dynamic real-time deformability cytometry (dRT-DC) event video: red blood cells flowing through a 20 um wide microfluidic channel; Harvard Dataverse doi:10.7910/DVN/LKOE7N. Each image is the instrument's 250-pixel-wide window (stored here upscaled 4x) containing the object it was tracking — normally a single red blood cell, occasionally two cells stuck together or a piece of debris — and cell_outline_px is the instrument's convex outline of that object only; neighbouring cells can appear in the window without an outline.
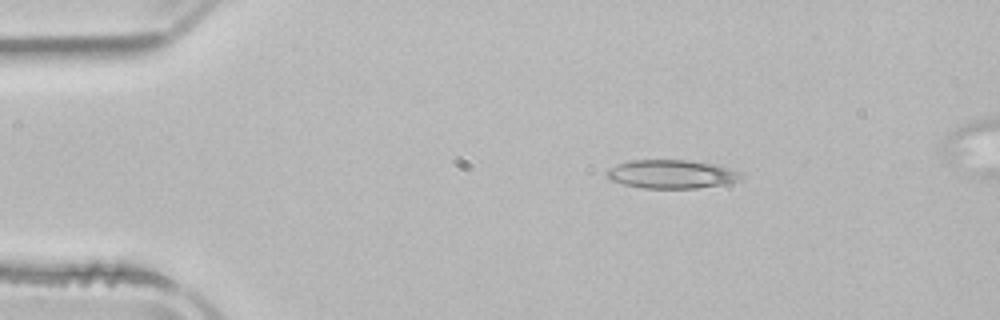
{"species": "common noctule bat (a hibernating species)", "species_latin": "Nyctalus noctula", "temperature_condition": "room temperature", "stored_images_in_passage": 3, "camera_frame_rate_fps": 3000, "um_per_image_px": 0.085, "animal": {"sex": "male", "body_mass_g": 21.5, "forearm_length_mm": 52.0}, "frame": {"image": 1, "passage_image": 1, "time_ms": 0.0, "image_size_px": [1000, 320], "cell_outline_px": [[744, 176], [740, 180], [724, 184], [696, 188], [644, 188], [624, 184], [612, 180], [604, 172], [608, 168], [616, 164], [628, 160], [692, 160], [712, 164], [740, 172]], "centroid_in_image_um": [57.05, 14.79], "position_along_channel_um": 27.9, "area_um2": 22.31}}